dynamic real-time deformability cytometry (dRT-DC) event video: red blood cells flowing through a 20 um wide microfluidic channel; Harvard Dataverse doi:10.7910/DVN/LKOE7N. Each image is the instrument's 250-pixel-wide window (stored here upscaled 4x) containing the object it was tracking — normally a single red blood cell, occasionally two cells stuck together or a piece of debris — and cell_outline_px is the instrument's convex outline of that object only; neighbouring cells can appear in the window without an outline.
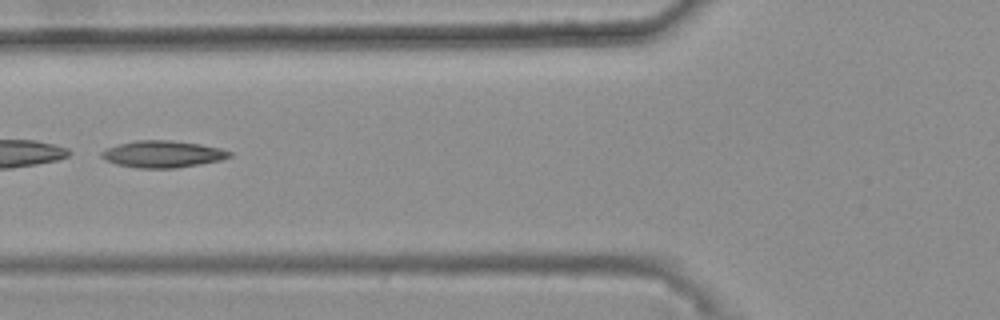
{"species": "common noctule bat (a hibernating species)", "species_latin": "Nyctalus noctula", "temperature_condition": "warm", "stored_images_in_passage": 21, "camera_frame_rate_fps": 3000, "um_per_image_px": 0.085, "animal": {"sex": "female", "body_mass_g": 25.1}, "frame": {"image": 1, "passage_image": 4, "time_ms": 1.0, "image_size_px": [1000, 320], "cell_outline_px": [[232, 156], [220, 160], [200, 164], [176, 168], [140, 168], [116, 164], [100, 156], [100, 152], [108, 148], [120, 144], [136, 140], [172, 140], [200, 144], [220, 148], [232, 152]], "centroid_in_image_um": [13.85, 13.09], "position_along_channel_um": 111.9, "area_um2": 19.88}}
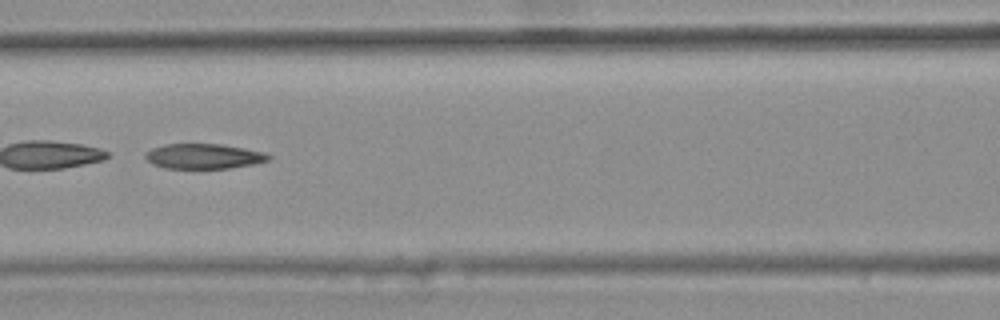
{"frame": {"image": 2, "passage_image": 7, "time_ms": 2.0, "image_size_px": [1000, 320], "cell_outline_px": [[272, 156], [268, 160], [256, 164], [228, 168], [164, 168], [152, 164], [144, 156], [144, 152], [152, 148], [164, 144], [220, 144], [244, 148], [264, 152]], "centroid_in_image_um": [17.3, 13.28], "position_along_channel_um": 149.3, "area_um2": 18.03}}